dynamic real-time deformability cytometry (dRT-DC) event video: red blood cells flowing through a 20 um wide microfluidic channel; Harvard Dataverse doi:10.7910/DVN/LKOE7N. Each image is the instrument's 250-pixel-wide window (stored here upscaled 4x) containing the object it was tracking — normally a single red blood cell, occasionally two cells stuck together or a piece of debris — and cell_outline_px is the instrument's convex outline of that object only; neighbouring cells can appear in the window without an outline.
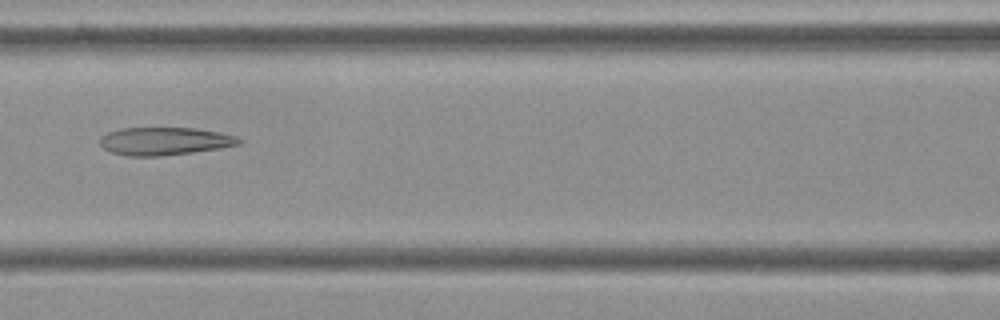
{"species": "Egyptian fruit bat (a non-hibernating species)", "species_latin": "Rousettus aegyptiacus", "temperature_condition": "cold", "stored_images_in_passage": 8, "camera_frame_rate_fps": 3000, "um_per_image_px": 0.085, "frame": {"image": 1, "passage_image": 6, "time_ms": 1.667, "image_size_px": [1000, 320], "cell_outline_px": [[244, 140], [240, 144], [220, 148], [192, 152], [160, 156], [128, 156], [112, 152], [104, 148], [100, 144], [100, 140], [108, 132], [120, 128], [196, 128], [220, 132], [236, 136]], "centroid_in_image_um": [14.03, 11.99], "position_along_channel_um": 152.6, "area_um2": 22.48}}
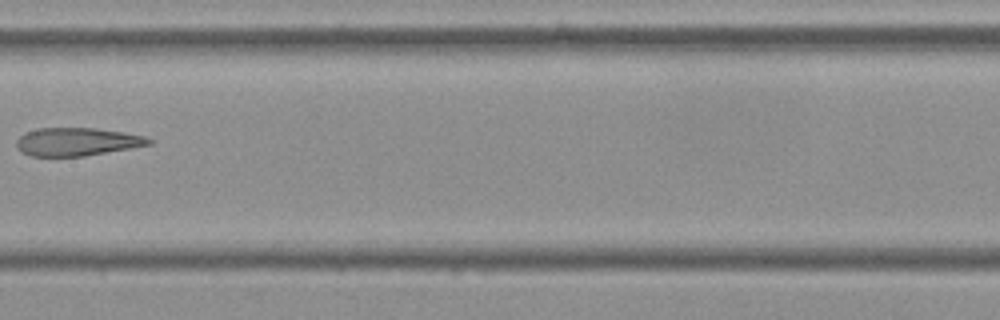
{"frame": {"image": 2, "passage_image": 7, "time_ms": 2.0, "image_size_px": [1000, 320], "cell_outline_px": [[152, 144], [132, 148], [84, 156], [32, 156], [20, 152], [16, 148], [16, 140], [24, 132], [36, 128], [96, 128], [124, 132], [144, 136], [152, 140]], "centroid_in_image_um": [6.51, 12.05], "position_along_channel_um": 200.9, "area_um2": 21.85}}
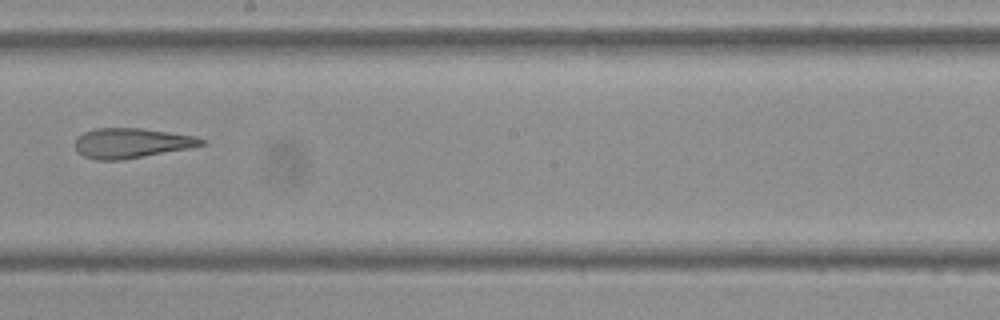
{"frame": {"image": 3, "passage_image": 8, "time_ms": 2.333, "image_size_px": [1000, 320], "cell_outline_px": [[208, 144], [192, 148], [120, 160], [96, 160], [84, 156], [76, 152], [76, 136], [84, 132], [96, 128], [144, 128], [196, 136], [208, 140]], "centroid_in_image_um": [11.23, 12.15], "position_along_channel_um": 237.0, "area_um2": 22.37}}